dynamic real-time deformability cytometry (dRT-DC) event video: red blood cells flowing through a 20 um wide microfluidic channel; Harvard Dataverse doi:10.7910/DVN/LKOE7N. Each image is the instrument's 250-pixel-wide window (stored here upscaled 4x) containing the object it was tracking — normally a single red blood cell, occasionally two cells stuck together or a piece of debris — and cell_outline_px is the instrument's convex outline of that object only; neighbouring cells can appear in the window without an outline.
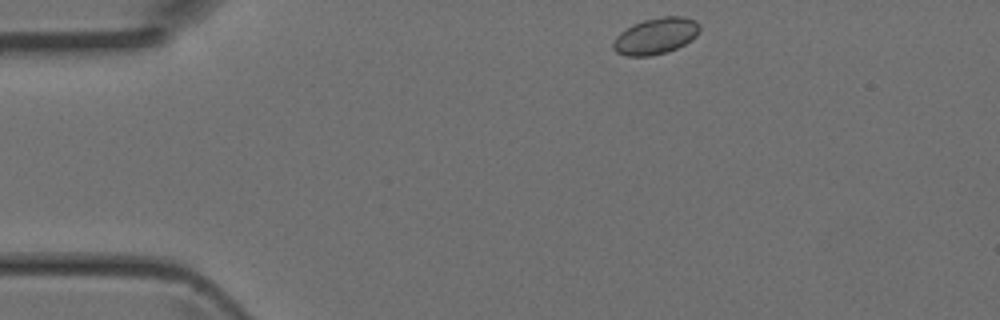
{"species": "Egyptian fruit bat (a non-hibernating species)", "species_latin": "Rousettus aegyptiacus", "temperature_condition": "room temperature", "stored_images_in_passage": 4, "camera_frame_rate_fps": 3000, "um_per_image_px": 0.085, "animal": {"sex": "female"}, "frame": {"image": 1, "passage_image": 4, "time_ms": 1.0, "image_size_px": [1000, 320], "cell_outline_px": [[700, 28], [696, 36], [692, 40], [668, 52], [648, 56], [624, 56], [616, 52], [612, 48], [612, 44], [616, 36], [620, 32], [644, 20], [664, 16], [684, 16], [696, 20], [700, 24]], "centroid_in_image_um": [55.75, 3.07], "position_along_channel_um": 29.2, "area_um2": 18.32}}